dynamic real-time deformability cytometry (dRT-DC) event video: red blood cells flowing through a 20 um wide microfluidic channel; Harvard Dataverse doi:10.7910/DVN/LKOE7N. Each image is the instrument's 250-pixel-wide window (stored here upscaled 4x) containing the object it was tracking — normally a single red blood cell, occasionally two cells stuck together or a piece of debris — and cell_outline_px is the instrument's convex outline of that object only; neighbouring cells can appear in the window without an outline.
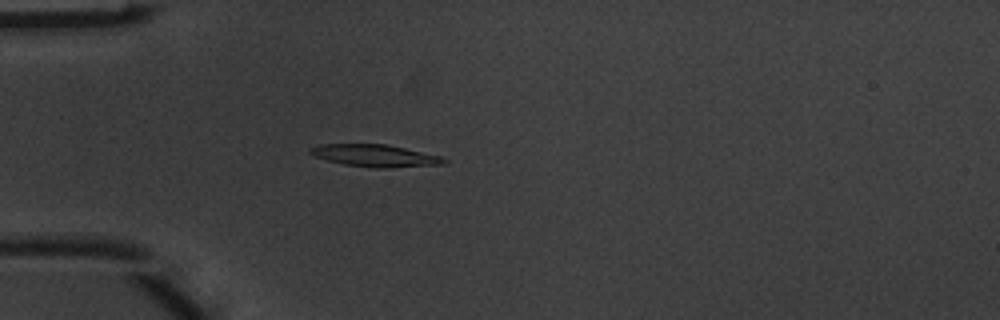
{"species": "common noctule bat (a hibernating species)", "species_latin": "Nyctalus noctula", "temperature_condition": "warm", "stored_images_in_passage": 3, "camera_frame_rate_fps": 3000, "um_per_image_px": 0.085, "animal": {"sex": "male", "body_mass_g": 20.1, "forearm_length_mm": 53.5}, "frame": {"image": 1, "passage_image": 3, "time_ms": 0.667, "image_size_px": [1000, 320], "cell_outline_px": [[448, 160], [444, 164], [388, 168], [376, 168], [344, 164], [328, 160], [316, 156], [308, 152], [308, 148], [320, 144], [388, 144], [440, 156]], "centroid_in_image_um": [31.88, 13.22], "position_along_channel_um": 53.1, "area_um2": 17.22}}